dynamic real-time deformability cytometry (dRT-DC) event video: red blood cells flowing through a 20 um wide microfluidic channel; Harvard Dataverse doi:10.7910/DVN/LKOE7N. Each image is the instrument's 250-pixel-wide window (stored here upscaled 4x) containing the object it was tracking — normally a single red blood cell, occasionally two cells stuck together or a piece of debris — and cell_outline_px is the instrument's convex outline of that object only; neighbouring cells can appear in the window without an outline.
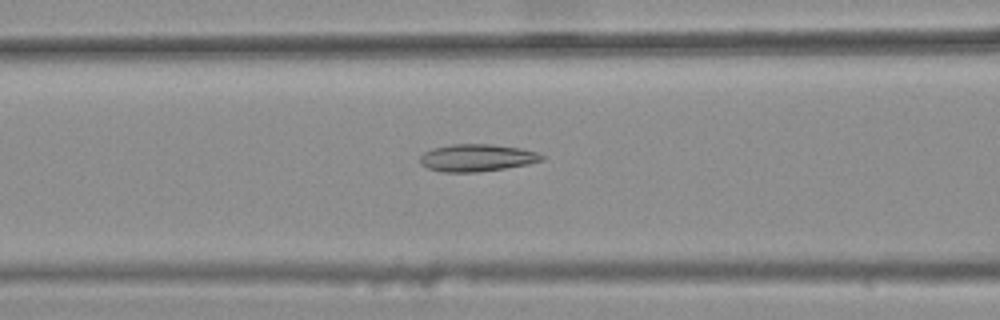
{"species": "common noctule bat (a hibernating species)", "species_latin": "Nyctalus noctula", "temperature_condition": "warm", "stored_images_in_passage": 43, "camera_frame_rate_fps": 3000, "um_per_image_px": 0.085, "animal": {"sex": "female", "body_mass_g": 25.1}, "frame": {"image": 1, "passage_image": 18, "time_ms": 5.667, "image_size_px": [1000, 320], "cell_outline_px": [[544, 160], [528, 164], [504, 168], [476, 172], [444, 172], [428, 168], [420, 164], [420, 156], [424, 152], [432, 148], [452, 144], [492, 144], [520, 148], [540, 152], [544, 156]], "centroid_in_image_um": [40.55, 13.4], "position_along_channel_um": 126.1, "area_um2": 19.42}}
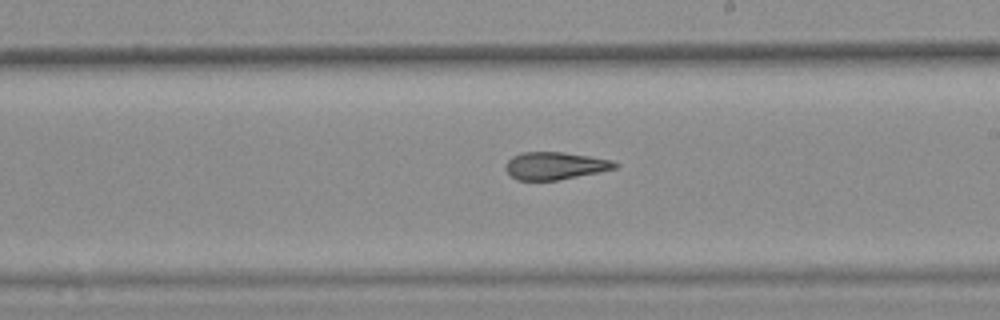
{"frame": {"image": 2, "passage_image": 27, "time_ms": 8.667, "image_size_px": [1000, 320], "cell_outline_px": [[620, 164], [616, 168], [556, 180], [516, 180], [504, 168], [504, 164], [512, 156], [520, 152], [564, 152], [612, 160]], "centroid_in_image_um": [47.13, 14.07], "position_along_channel_um": 241.9, "area_um2": 17.4}}
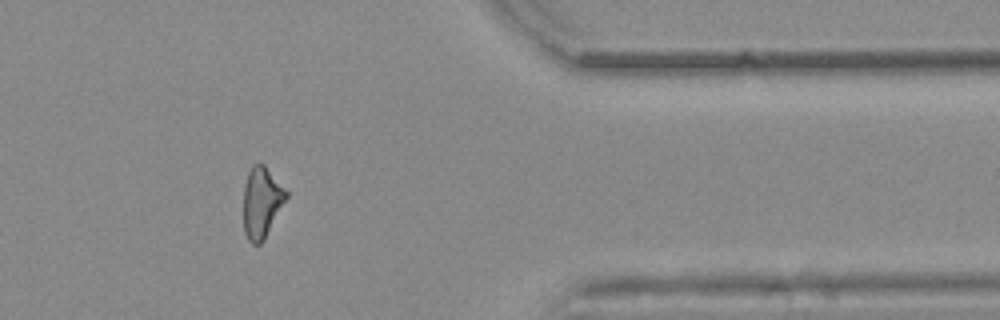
{"frame": {"image": 3, "passage_image": 40, "time_ms": 13.0, "image_size_px": [1000, 320], "cell_outline_px": [[288, 196], [264, 240], [260, 244], [252, 244], [248, 240], [244, 232], [244, 184], [248, 172], [252, 164], [264, 164], [288, 192]], "centroid_in_image_um": [22.23, 17.2], "position_along_channel_um": 389.2, "area_um2": 17.63}, "authors_computed_cell_mechanics": {"area_um2": 18.496, "velocity_mm_per_s": 3.8671, "shape_relaxation_time_tau1_ms": null, "shape_relaxation_time_tau2_ms": 3.9259, "deformation_change_tau1": null, "deformation_change_tau2": 0.1378}}